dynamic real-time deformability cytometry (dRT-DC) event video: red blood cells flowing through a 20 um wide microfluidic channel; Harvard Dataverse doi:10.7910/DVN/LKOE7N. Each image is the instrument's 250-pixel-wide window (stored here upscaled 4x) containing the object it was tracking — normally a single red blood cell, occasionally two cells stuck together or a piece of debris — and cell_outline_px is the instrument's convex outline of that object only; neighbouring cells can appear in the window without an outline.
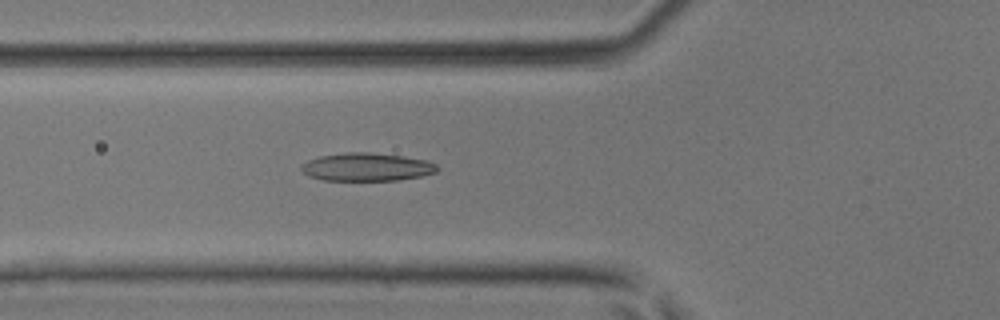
{"species": "common noctule bat (a hibernating species)", "species_latin": "Nyctalus noctula", "temperature_condition": "room temperature", "stored_images_in_passage": 45, "camera_frame_rate_fps": 3000, "um_per_image_px": 0.085, "animal": {"sex": "male", "body_mass_g": 17.9, "forearm_length_mm": 54.2}, "frame": {"image": 1, "passage_image": 17, "time_ms": 5.333, "image_size_px": [1000, 320], "cell_outline_px": [[440, 168], [436, 172], [420, 176], [400, 180], [324, 180], [308, 176], [300, 168], [308, 160], [320, 156], [348, 152], [368, 152], [404, 156], [424, 160], [436, 164]], "centroid_in_image_um": [31.19, 14.19], "position_along_channel_um": 94.6, "area_um2": 22.08}}
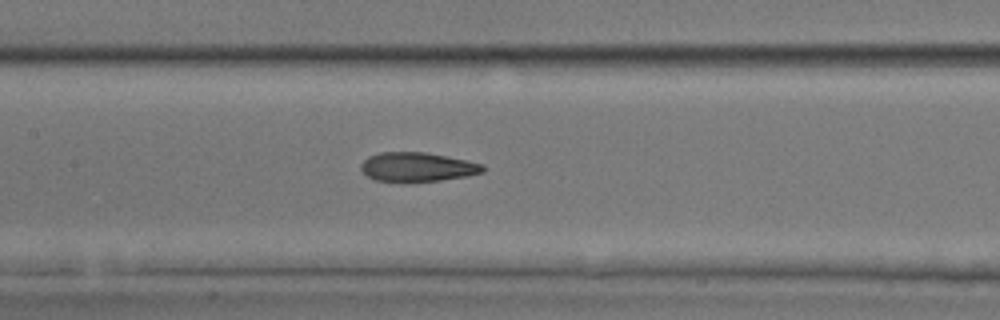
{"frame": {"image": 2, "passage_image": 22, "time_ms": 7.0, "image_size_px": [1000, 320], "cell_outline_px": [[488, 168], [484, 172], [468, 176], [440, 180], [404, 184], [376, 180], [368, 176], [360, 168], [360, 164], [368, 156], [380, 152], [424, 152], [484, 164]], "centroid_in_image_um": [35.47, 14.22], "position_along_channel_um": 171.9, "area_um2": 21.21}}
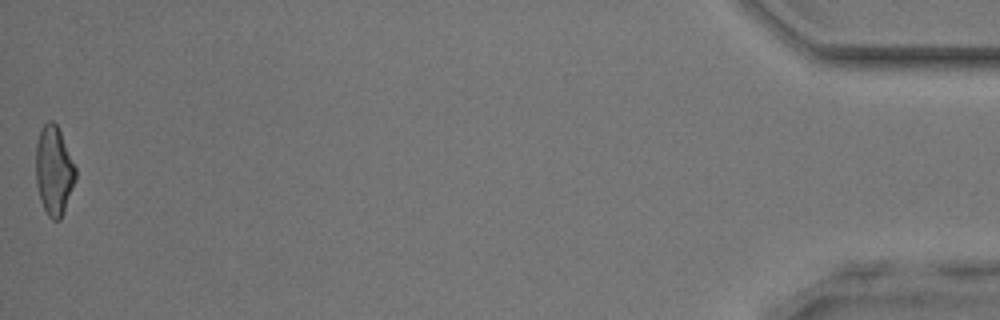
{"frame": {"image": 3, "passage_image": 45, "time_ms": 14.667, "image_size_px": [1000, 320], "cell_outline_px": [[76, 180], [64, 212], [60, 220], [52, 220], [48, 216], [40, 200], [36, 184], [36, 144], [40, 132], [44, 124], [48, 120], [52, 120], [56, 124], [60, 132], [76, 168]], "centroid_in_image_um": [4.58, 14.54], "position_along_channel_um": 430.6, "area_um2": 20.58}}